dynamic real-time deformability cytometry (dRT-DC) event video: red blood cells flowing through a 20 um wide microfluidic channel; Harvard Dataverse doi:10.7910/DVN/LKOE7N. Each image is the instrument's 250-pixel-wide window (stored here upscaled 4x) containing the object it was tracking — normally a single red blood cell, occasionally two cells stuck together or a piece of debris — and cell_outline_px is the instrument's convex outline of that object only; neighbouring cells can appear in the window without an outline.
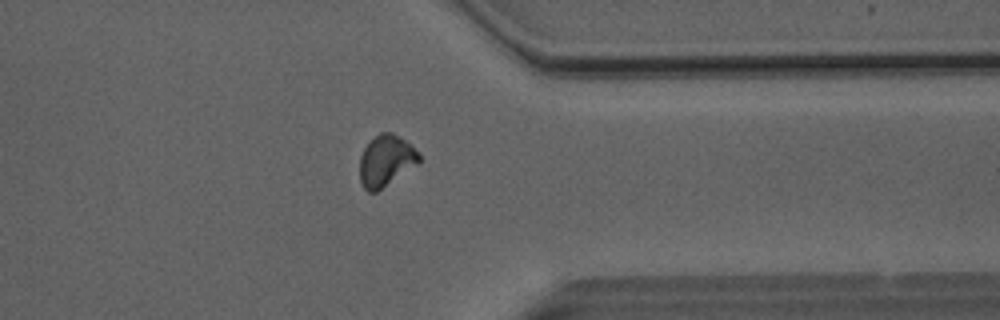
{"species": "Egyptian fruit bat (a non-hibernating species)", "species_latin": "Rousettus aegyptiacus", "temperature_condition": "room temperature", "stored_images_in_passage": 31, "camera_frame_rate_fps": 3000, "um_per_image_px": 0.085, "animal": {"sex": "male"}, "frame": {"image": 1, "passage_image": 27, "time_ms": 8.667, "image_size_px": [1000, 320], "cell_outline_px": [[420, 160], [416, 164], [376, 192], [368, 192], [364, 188], [360, 180], [360, 156], [364, 148], [380, 132], [392, 132], [400, 136], [420, 156]], "centroid_in_image_um": [32.76, 13.66], "position_along_channel_um": 378.6, "area_um2": 17.17}, "authors_computed_cell_mechanics": {"area_um2": 17.5712, "velocity_mm_per_s": 4.0693, "shape_relaxation_time_tau1_ms": 8.2673, "shape_relaxation_time_tau2_ms": 1.8832, "deformation_change_tau1": 0.1232, "deformation_change_tau2": 0.0544}}